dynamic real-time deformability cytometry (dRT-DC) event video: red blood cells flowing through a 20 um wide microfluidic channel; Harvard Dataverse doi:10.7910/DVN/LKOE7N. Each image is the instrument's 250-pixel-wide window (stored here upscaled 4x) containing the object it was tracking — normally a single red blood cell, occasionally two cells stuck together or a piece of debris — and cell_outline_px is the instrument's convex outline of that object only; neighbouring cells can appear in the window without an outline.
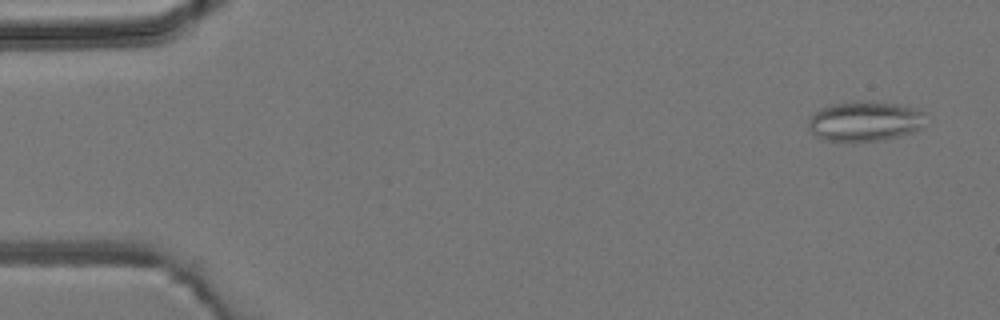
{"species": "common noctule bat (a hibernating species)", "species_latin": "Nyctalus noctula", "temperature_condition": "room temperature", "stored_images_in_passage": 4, "camera_frame_rate_fps": 3000, "um_per_image_px": 0.085, "animal": {"sex": "male", "body_mass_g": 19.2, "forearm_length_mm": 51.8}, "frame": {"image": 1, "passage_image": 1, "time_ms": 0.0, "image_size_px": [1000, 320], "cell_outline_px": [[924, 112], [920, 128], [912, 132], [884, 140], [824, 140], [816, 136], [808, 128], [808, 120], [820, 108], [828, 104], [856, 100], [864, 100], [896, 104], [916, 108]], "centroid_in_image_um": [73.47, 10.27], "position_along_channel_um": 11.5, "area_um2": 27.11}}